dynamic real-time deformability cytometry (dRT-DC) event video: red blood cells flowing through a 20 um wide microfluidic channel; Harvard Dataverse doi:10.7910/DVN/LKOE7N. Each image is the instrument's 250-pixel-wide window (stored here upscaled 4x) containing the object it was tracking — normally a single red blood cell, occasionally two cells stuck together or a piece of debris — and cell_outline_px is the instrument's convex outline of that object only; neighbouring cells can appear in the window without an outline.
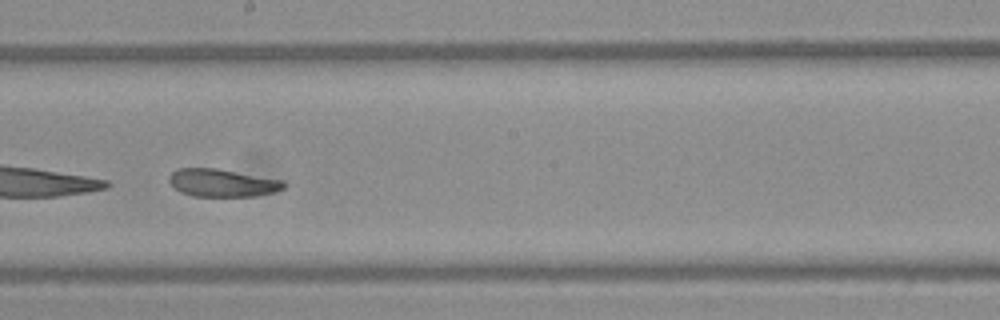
{"species": "Egyptian fruit bat (a non-hibernating species)", "species_latin": "Rousettus aegyptiacus", "temperature_condition": "warm", "stored_images_in_passage": 51, "camera_frame_rate_fps": 3000, "um_per_image_px": 0.085, "frame": {"image": 1, "passage_image": 30, "time_ms": 9.667, "image_size_px": [1000, 320], "cell_outline_px": [[288, 184], [284, 188], [272, 192], [256, 196], [192, 196], [180, 192], [168, 180], [168, 176], [172, 172], [180, 168], [216, 168], [284, 180]], "centroid_in_image_um": [18.91, 15.54], "position_along_channel_um": 229.3, "area_um2": 18.55}}